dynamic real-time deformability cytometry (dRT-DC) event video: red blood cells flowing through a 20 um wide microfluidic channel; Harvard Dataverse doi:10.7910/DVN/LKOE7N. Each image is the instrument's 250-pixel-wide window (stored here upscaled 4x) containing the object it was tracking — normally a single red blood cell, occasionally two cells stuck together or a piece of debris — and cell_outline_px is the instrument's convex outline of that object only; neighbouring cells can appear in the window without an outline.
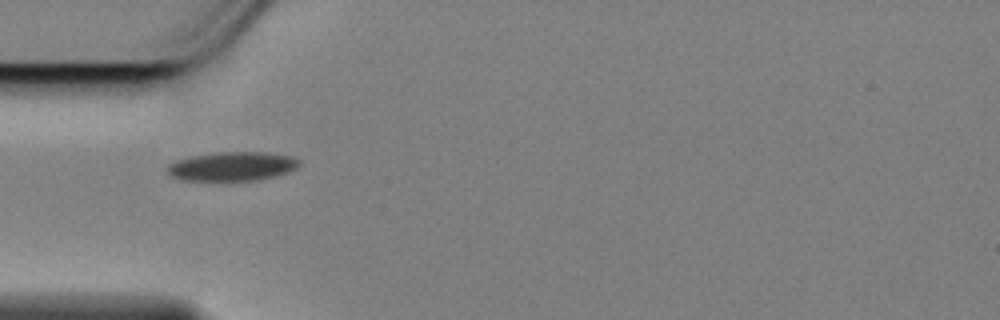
{"species": "Egyptian fruit bat (a non-hibernating species)", "species_latin": "Rousettus aegyptiacus", "temperature_condition": "cold", "stored_images_in_passage": 3, "camera_frame_rate_fps": 3000, "um_per_image_px": 0.085, "animal": {"sex": "female"}, "frame": {"image": 1, "passage_image": 1, "time_ms": 0.0, "image_size_px": [1000, 320], "cell_outline_px": [[300, 164], [296, 168], [288, 172], [276, 176], [260, 180], [180, 180], [172, 176], [168, 172], [168, 164], [176, 160], [192, 156], [220, 152], [268, 152], [292, 156], [300, 160]], "centroid_in_image_um": [19.78, 14.13], "position_along_channel_um": 65.2, "area_um2": 22.31}}